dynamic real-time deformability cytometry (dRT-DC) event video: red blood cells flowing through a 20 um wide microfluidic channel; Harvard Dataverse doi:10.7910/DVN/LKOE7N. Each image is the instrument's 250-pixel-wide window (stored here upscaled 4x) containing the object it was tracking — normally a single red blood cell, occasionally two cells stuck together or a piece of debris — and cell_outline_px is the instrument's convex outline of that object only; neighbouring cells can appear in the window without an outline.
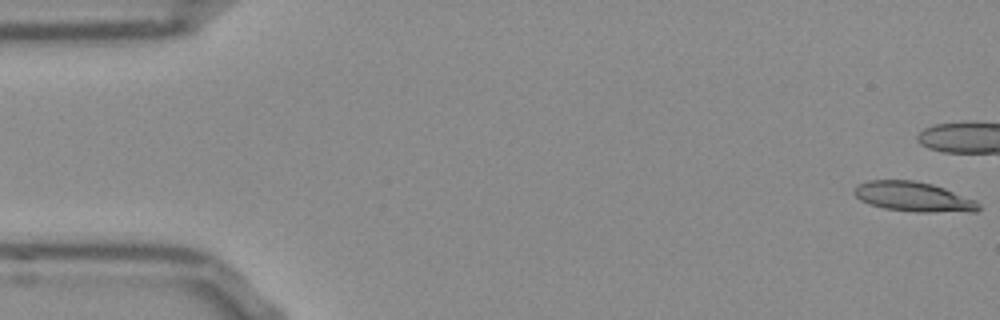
{"species": "Egyptian fruit bat (a non-hibernating species)", "species_latin": "Rousettus aegyptiacus", "temperature_condition": "room temperature", "stored_images_in_passage": 21, "camera_frame_rate_fps": 3000, "um_per_image_px": 0.085, "frame": {"image": 1, "passage_image": 1, "time_ms": 0.0, "image_size_px": [1000, 320], "cell_outline_px": [[980, 208], [976, 212], [916, 212], [884, 208], [860, 200], [852, 192], [856, 184], [868, 180], [912, 180], [932, 184], [944, 188], [976, 200], [980, 204]], "centroid_in_image_um": [77.65, 16.72], "position_along_channel_um": 7.4, "area_um2": 21.68}}